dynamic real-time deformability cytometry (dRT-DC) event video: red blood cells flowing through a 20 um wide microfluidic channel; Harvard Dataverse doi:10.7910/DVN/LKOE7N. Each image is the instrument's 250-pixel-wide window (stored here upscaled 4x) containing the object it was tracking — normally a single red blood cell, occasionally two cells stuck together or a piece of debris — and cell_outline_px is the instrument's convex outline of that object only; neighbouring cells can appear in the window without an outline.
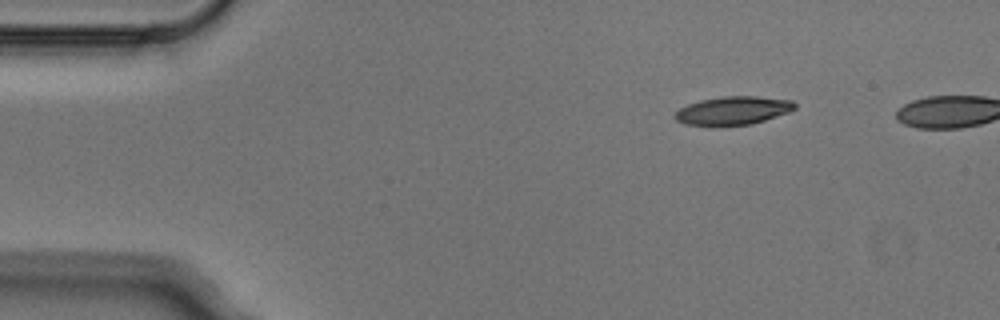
{"species": "Egyptian fruit bat (a non-hibernating species)", "species_latin": "Rousettus aegyptiacus", "temperature_condition": "cold", "stored_images_in_passage": 4, "camera_frame_rate_fps": 3000, "um_per_image_px": 0.085, "animal": {"sex": "male"}, "frame": {"image": 1, "passage_image": 1, "time_ms": 0.0, "image_size_px": [1000, 320], "cell_outline_px": [[796, 108], [788, 112], [752, 124], [716, 128], [712, 128], [684, 124], [676, 120], [672, 116], [680, 108], [688, 104], [700, 100], [720, 96], [756, 96], [792, 100], [796, 104]], "centroid_in_image_um": [62.24, 9.43], "position_along_channel_um": 22.8, "area_um2": 20.46}}